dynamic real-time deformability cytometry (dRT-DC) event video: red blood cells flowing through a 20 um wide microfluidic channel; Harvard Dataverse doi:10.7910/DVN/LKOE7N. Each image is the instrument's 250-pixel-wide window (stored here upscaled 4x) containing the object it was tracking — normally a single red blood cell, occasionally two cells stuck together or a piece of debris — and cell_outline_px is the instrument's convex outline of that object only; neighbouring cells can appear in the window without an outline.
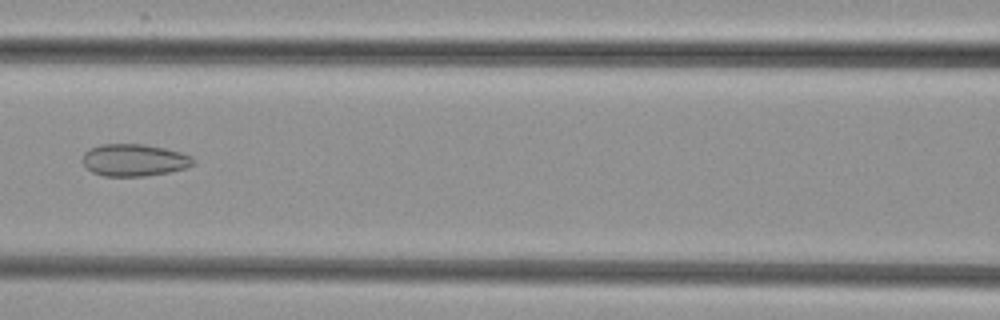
{"species": "common noctule bat (a hibernating species)", "species_latin": "Nyctalus noctula", "temperature_condition": "cold", "stored_images_in_passage": 7, "camera_frame_rate_fps": 3000, "um_per_image_px": 0.085, "animal": {"sex": "female", "body_mass_g": 29.2, "forearm_length_mm": 56.3}, "frame": {"image": 1, "passage_image": 7, "time_ms": 8.0, "image_size_px": [1000, 320], "cell_outline_px": [[196, 160], [188, 168], [168, 172], [144, 176], [104, 176], [92, 172], [84, 164], [84, 152], [88, 148], [100, 144], [144, 144], [164, 148], [180, 152], [192, 156]], "centroid_in_image_um": [11.42, 13.6], "position_along_channel_um": 155.2, "area_um2": 20.75}}